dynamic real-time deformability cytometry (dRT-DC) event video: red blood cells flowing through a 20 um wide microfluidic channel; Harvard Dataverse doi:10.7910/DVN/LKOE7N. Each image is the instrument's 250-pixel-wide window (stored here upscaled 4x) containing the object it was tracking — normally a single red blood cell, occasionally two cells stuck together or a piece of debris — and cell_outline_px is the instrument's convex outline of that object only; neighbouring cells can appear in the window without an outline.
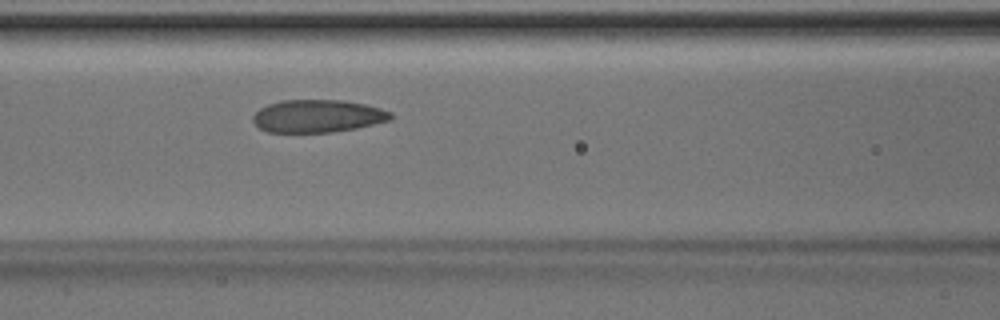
{"species": "Egyptian fruit bat (a non-hibernating species)", "species_latin": "Rousettus aegyptiacus", "temperature_condition": "room temperature", "stored_images_in_passage": 44, "camera_frame_rate_fps": 3000, "um_per_image_px": 0.085, "animal": {"sex": "male"}, "frame": {"image": 1, "passage_image": 16, "time_ms": 5.0, "image_size_px": [1000, 320], "cell_outline_px": [[392, 120], [356, 128], [332, 132], [268, 132], [260, 128], [252, 120], [252, 116], [260, 108], [268, 104], [280, 100], [344, 100], [364, 104], [380, 108], [392, 112]], "centroid_in_image_um": [27.01, 9.86], "position_along_channel_um": 139.6, "area_um2": 26.3}}
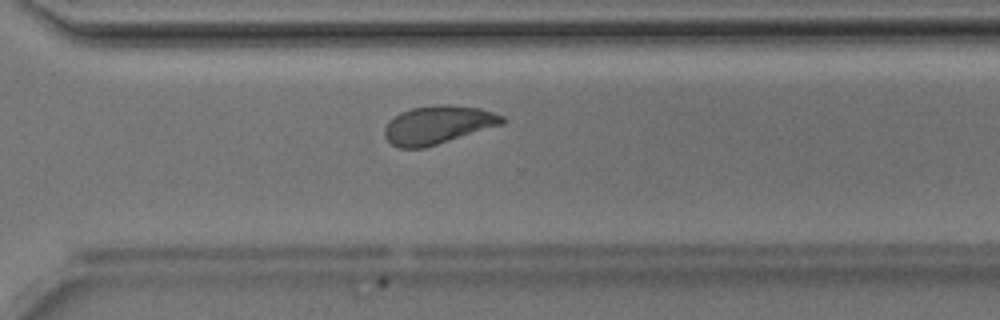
{"frame": {"image": 2, "passage_image": 30, "time_ms": 9.667, "image_size_px": [1000, 320], "cell_outline_px": [[508, 120], [504, 124], [424, 148], [400, 148], [392, 144], [384, 136], [384, 128], [388, 120], [392, 116], [400, 112], [412, 108], [440, 104], [480, 108], [504, 116]], "centroid_in_image_um": [37.22, 10.61], "position_along_channel_um": 333.4, "area_um2": 26.3}}
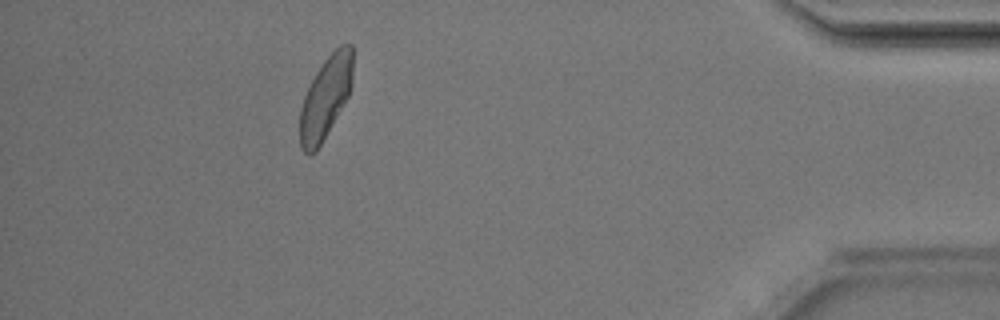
{"frame": {"image": 3, "passage_image": 39, "time_ms": 12.667, "image_size_px": [1000, 320], "cell_outline_px": [[352, 84], [348, 96], [316, 152], [304, 152], [300, 148], [300, 108], [304, 96], [316, 72], [324, 60], [340, 44], [352, 44]], "centroid_in_image_um": [27.67, 8.28], "position_along_channel_um": 407.5, "area_um2": 24.91}, "authors_computed_cell_mechanics": {"area_um2": 26.3857, "velocity_mm_per_s": 4.1638, "shape_relaxation_time_tau1_ms": 4.2432, "shape_relaxation_time_tau2_ms": 1.2801, "deformation_change_tau1": 0.1239, "deformation_change_tau2": 0.07}}